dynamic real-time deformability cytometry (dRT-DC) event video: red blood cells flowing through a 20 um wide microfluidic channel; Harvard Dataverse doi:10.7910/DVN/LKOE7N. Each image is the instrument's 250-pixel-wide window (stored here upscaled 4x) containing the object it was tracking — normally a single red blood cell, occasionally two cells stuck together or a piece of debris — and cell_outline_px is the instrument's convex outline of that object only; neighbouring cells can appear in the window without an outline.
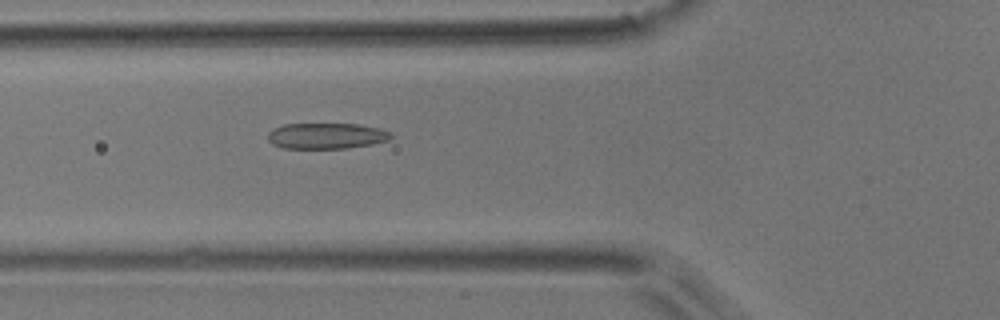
{"species": "common noctule bat (a hibernating species)", "species_latin": "Nyctalus noctula", "temperature_condition": "room temperature", "stored_images_in_passage": 6, "camera_frame_rate_fps": 3000, "um_per_image_px": 0.085, "animal": {"sex": "male", "body_mass_g": 17.9}, "frame": {"image": 1, "passage_image": 6, "time_ms": 5.667, "image_size_px": [1000, 320], "cell_outline_px": [[392, 136], [388, 140], [372, 144], [348, 148], [284, 148], [272, 144], [268, 140], [268, 132], [272, 128], [284, 124], [360, 124], [380, 128], [392, 132]], "centroid_in_image_um": [27.75, 11.54], "position_along_channel_um": 98.1, "area_um2": 18.67}}